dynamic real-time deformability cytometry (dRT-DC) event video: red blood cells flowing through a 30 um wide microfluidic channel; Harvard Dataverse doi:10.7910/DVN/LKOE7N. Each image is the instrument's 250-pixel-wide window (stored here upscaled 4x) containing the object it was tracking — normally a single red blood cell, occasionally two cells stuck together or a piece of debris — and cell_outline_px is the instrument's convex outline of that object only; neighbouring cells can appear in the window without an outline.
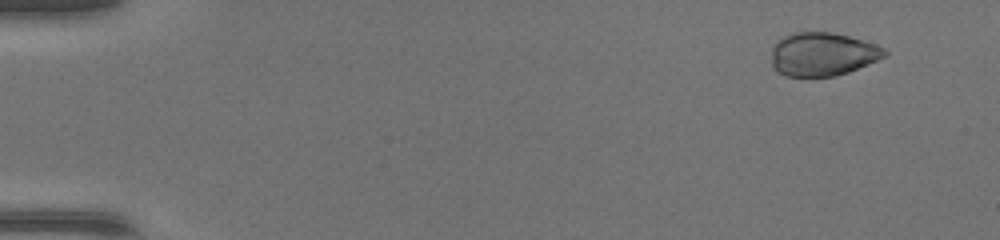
{"species": "common noctule bat (a hibernating species)", "species_latin": "Nyctalus noctula", "temperature_condition": "warm", "stored_images_in_passage": 48, "camera_frame_rate_fps": 3000, "um_per_image_px": 0.085, "animal": {"sex": "female", "body_mass_g": 17.0, "forearm_length_mm": 48.0}, "frame": {"image": 1, "passage_image": 4, "time_ms": 1.0, "image_size_px": [1000, 240], "cell_outline_px": [[888, 56], [848, 72], [836, 76], [784, 76], [776, 72], [772, 68], [772, 44], [776, 40], [784, 36], [796, 32], [832, 32], [848, 36], [876, 44], [884, 48], [888, 52]], "centroid_in_image_um": [69.9, 4.61], "position_along_channel_um": 15.1, "area_um2": 28.96}}
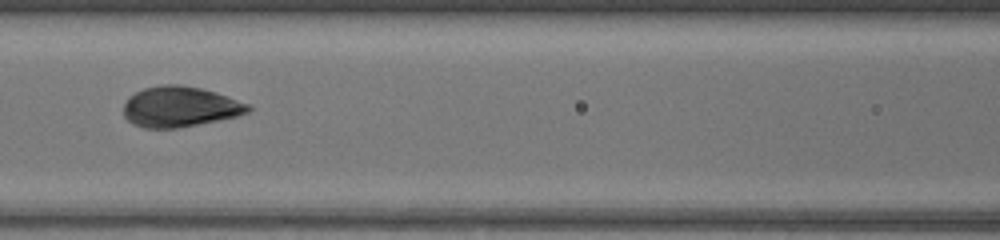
{"frame": {"image": 2, "passage_image": 23, "time_ms": 7.333, "image_size_px": [1000, 240], "cell_outline_px": [[252, 108], [248, 112], [236, 116], [176, 128], [144, 128], [132, 124], [124, 116], [124, 104], [128, 96], [144, 88], [160, 84], [180, 84], [200, 88], [216, 92], [248, 104]], "centroid_in_image_um": [15.25, 9.06], "position_along_channel_um": 151.4, "area_um2": 29.25}}
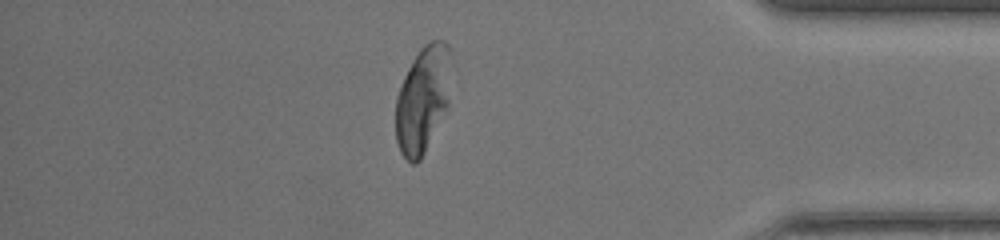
{"frame": {"image": 3, "passage_image": 42, "time_ms": 13.667, "image_size_px": [1000, 240], "cell_outline_px": [[448, 104], [420, 160], [416, 164], [412, 164], [400, 152], [396, 140], [396, 96], [404, 76], [412, 60], [420, 48], [424, 44], [432, 40], [444, 40], [448, 44]], "centroid_in_image_um": [35.88, 8.45], "position_along_channel_um": 399.3, "area_um2": 33.58}, "authors_computed_cell_mechanics": {"area_um2": 29.8248, "velocity_mm_per_s": 4.3835, "shape_relaxation_time_tau1_ms": 2.2279, "shape_relaxation_time_tau2_ms": null, "deformation_change_tau1": 0.1252, "deformation_change_tau2": null}}